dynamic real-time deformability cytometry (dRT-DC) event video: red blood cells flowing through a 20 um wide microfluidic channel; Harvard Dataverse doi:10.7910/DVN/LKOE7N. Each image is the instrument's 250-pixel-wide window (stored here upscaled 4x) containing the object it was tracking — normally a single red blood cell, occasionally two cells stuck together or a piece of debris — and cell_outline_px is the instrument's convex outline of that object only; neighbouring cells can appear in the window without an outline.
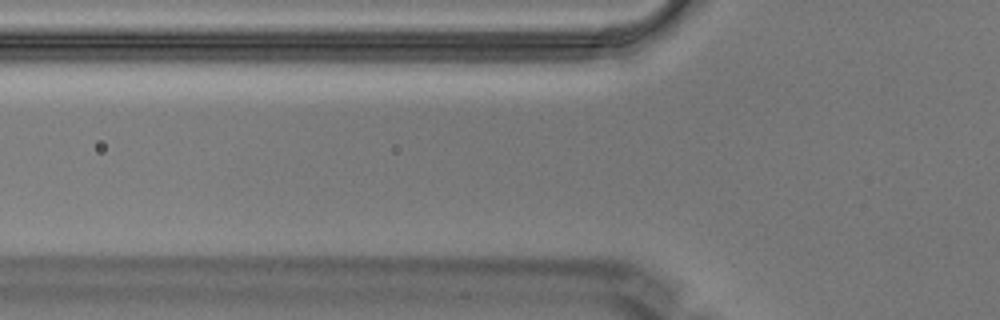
{"species": "Egyptian fruit bat (a non-hibernating species)", "species_latin": "Rousettus aegyptiacus", "temperature_condition": "warm", "stored_images_in_passage": 2, "camera_frame_rate_fps": 3000, "um_per_image_px": 0.085, "animal": {"sex": "male"}, "frame": {"image": 1, "passage_image": 2, "time_ms": 0.333, "image_size_px": [1000, 320], "cell_outline_px": [[740, 20], [732, 36], [688, 80], [660, 88], [660, 80], [736, 16], [740, 16]], "centroid_in_image_um": [59.52, 4.72], "position_along_channel_um": 66.3, "area_um2": 10.23}}